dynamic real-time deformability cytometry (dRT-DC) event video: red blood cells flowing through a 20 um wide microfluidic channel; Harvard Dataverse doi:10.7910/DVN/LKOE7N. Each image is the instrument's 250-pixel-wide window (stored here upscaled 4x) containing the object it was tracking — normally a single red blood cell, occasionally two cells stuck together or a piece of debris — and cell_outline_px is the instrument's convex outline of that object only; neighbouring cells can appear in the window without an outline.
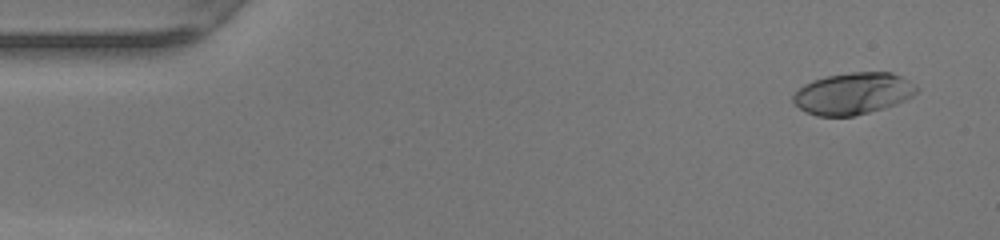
{"species": "human", "species_latin": "Homo sapiens", "temperature_condition": "warm", "stored_images_in_passage": 49, "camera_frame_rate_fps": 3000, "um_per_image_px": 0.085, "donor": {"sex": "female"}, "frame": {"image": 1, "passage_image": 3, "time_ms": 0.667, "image_size_px": [1000, 240], "cell_outline_px": [[920, 88], [912, 96], [896, 104], [884, 108], [852, 116], [816, 116], [804, 112], [792, 100], [792, 96], [804, 84], [812, 80], [828, 76], [848, 72], [892, 72], [908, 80]], "centroid_in_image_um": [72.5, 7.95], "position_along_channel_um": 12.5, "area_um2": 30.0}}
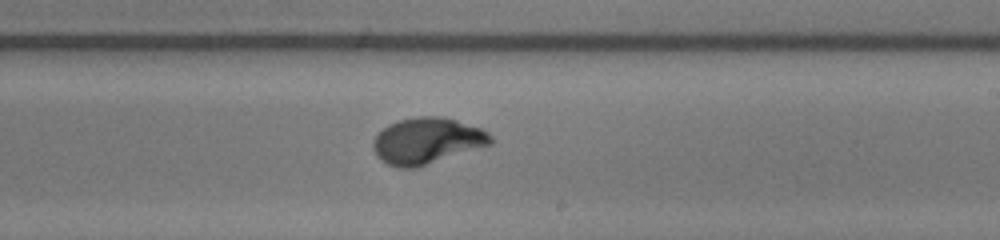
{"frame": {"image": 2, "passage_image": 29, "time_ms": 9.333, "image_size_px": [1000, 240], "cell_outline_px": [[492, 144], [416, 168], [396, 168], [380, 160], [376, 156], [372, 148], [372, 140], [388, 124], [400, 120], [420, 116], [440, 116], [456, 120], [480, 128], [488, 132], [492, 136]], "centroid_in_image_um": [36.27, 11.98], "position_along_channel_um": 252.7, "area_um2": 31.67}}
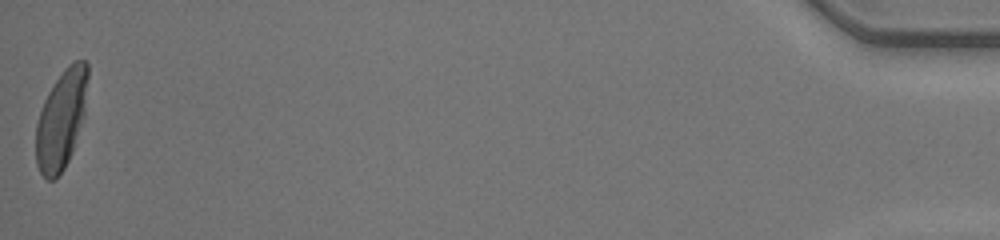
{"frame": {"image": 3, "passage_image": 49, "time_ms": 16.0, "image_size_px": [1000, 240], "cell_outline_px": [[88, 76], [84, 116], [72, 152], [64, 168], [52, 180], [48, 180], [40, 172], [36, 164], [36, 124], [44, 100], [48, 92], [64, 68], [68, 64], [76, 60], [84, 60], [88, 64]], "centroid_in_image_um": [5.21, 10.13], "position_along_channel_um": 430.0, "area_um2": 29.71}, "authors_computed_cell_mechanics": {"area_um2": 29.9982, "velocity_mm_per_s": 4.218, "shape_relaxation_time_tau1_ms": 3.7077, "shape_relaxation_time_tau2_ms": null, "deformation_change_tau1": 0.2156, "deformation_change_tau2": null}}